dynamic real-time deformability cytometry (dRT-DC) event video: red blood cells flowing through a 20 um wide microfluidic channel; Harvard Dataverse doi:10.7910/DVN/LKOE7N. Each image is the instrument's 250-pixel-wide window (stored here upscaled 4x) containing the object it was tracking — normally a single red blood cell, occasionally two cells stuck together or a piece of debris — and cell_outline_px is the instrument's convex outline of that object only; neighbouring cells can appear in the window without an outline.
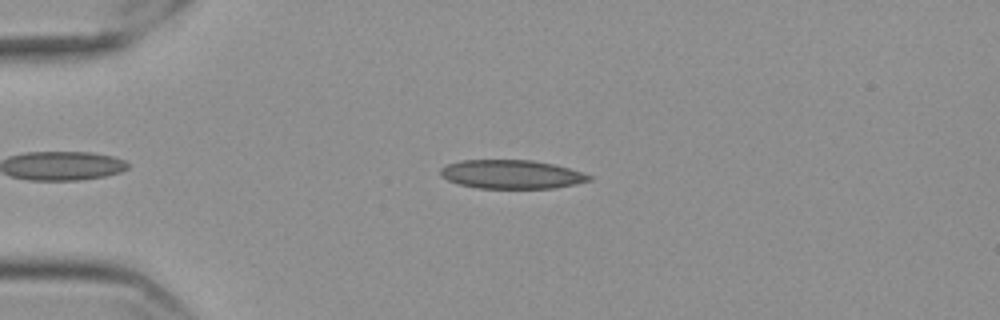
{"species": "Egyptian fruit bat (a non-hibernating species)", "species_latin": "Rousettus aegyptiacus", "temperature_condition": "cold", "stored_images_in_passage": 48, "camera_frame_rate_fps": 3000, "um_per_image_px": 0.085, "frame": {"image": 1, "passage_image": 10, "time_ms": 3.0, "image_size_px": [1000, 320], "cell_outline_px": [[592, 180], [576, 184], [556, 188], [476, 188], [460, 184], [448, 180], [440, 176], [440, 168], [448, 164], [460, 160], [532, 160], [556, 164], [584, 172], [592, 176]], "centroid_in_image_um": [43.52, 14.81], "position_along_channel_um": 41.5, "area_um2": 25.14}}
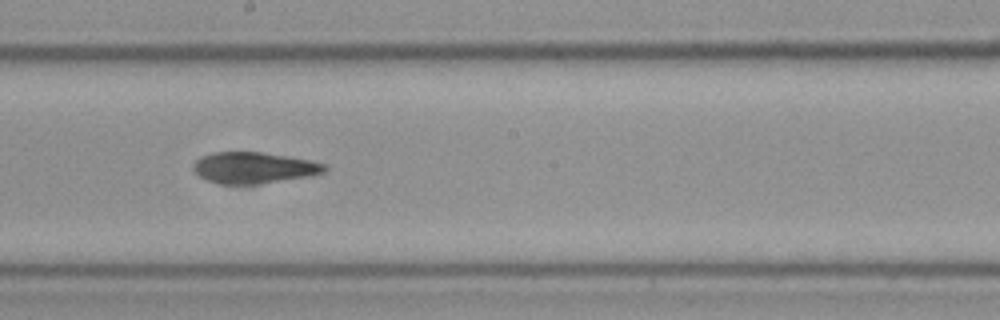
{"frame": {"image": 2, "passage_image": 28, "time_ms": 9.0, "image_size_px": [1000, 320], "cell_outline_px": [[328, 168], [324, 172], [312, 176], [256, 184], [220, 184], [204, 180], [192, 168], [192, 164], [200, 156], [212, 152], [264, 152], [308, 160], [324, 164]], "centroid_in_image_um": [21.53, 14.26], "position_along_channel_um": 226.7, "area_um2": 23.99}}
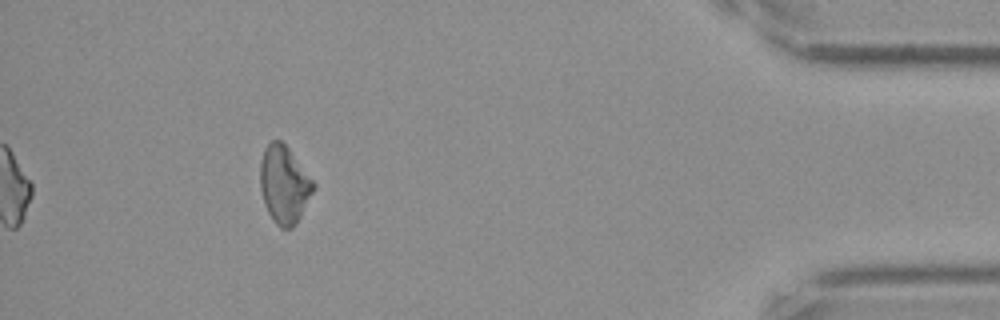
{"frame": {"image": 3, "passage_image": 48, "time_ms": 15.667, "image_size_px": [1000, 320], "cell_outline_px": [[316, 188], [296, 224], [292, 228], [280, 228], [272, 220], [264, 204], [260, 188], [260, 164], [264, 148], [272, 140], [280, 140], [288, 148], [316, 184]], "centroid_in_image_um": [24.15, 15.71], "position_along_channel_um": 411.0, "area_um2": 24.1}, "authors_computed_cell_mechanics": {"area_um2": 24.0737, "velocity_mm_per_s": 3.566, "shape_relaxation_time_tau1_ms": null, "shape_relaxation_time_tau2_ms": 7.8266, "deformation_change_tau1": null, "deformation_change_tau2": 0.1764}}